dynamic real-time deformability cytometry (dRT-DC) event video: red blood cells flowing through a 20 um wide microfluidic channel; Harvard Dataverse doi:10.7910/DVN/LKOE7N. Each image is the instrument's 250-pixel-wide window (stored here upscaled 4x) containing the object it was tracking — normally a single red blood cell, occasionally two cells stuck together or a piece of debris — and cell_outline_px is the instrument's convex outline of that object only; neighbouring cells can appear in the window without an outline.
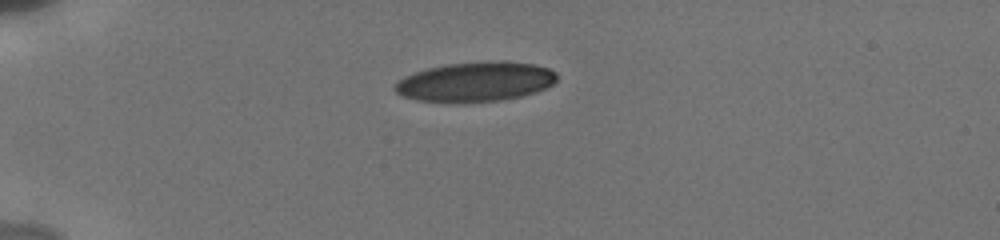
{"species": "human", "species_latin": "Homo sapiens", "temperature_condition": "cold", "stored_images_in_passage": 2, "camera_frame_rate_fps": 3000, "um_per_image_px": 0.085, "donor": {"sex": "male"}, "frame": {"image": 1, "passage_image": 1, "time_ms": 0.0, "image_size_px": [1000, 240], "cell_outline_px": [[556, 80], [552, 84], [536, 92], [520, 96], [500, 100], [464, 104], [416, 100], [404, 96], [396, 92], [392, 88], [404, 76], [428, 68], [448, 64], [488, 60], [508, 60], [536, 64], [548, 68], [556, 72]], "centroid_in_image_um": [40.43, 6.95], "position_along_channel_um": 44.6, "area_um2": 37.97}}